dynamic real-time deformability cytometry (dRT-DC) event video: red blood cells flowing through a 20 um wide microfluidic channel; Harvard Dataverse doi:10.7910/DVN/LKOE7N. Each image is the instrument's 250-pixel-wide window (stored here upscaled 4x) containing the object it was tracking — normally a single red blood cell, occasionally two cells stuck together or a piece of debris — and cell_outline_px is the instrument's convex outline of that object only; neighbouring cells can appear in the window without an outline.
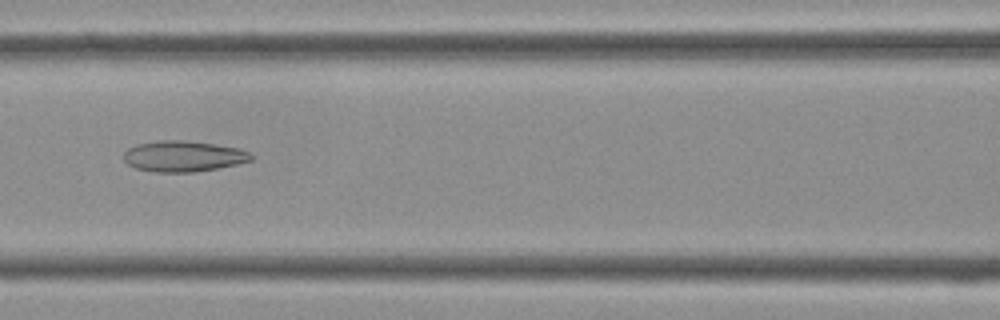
{"species": "Egyptian fruit bat (a non-hibernating species)", "species_latin": "Rousettus aegyptiacus", "temperature_condition": "cold", "stored_images_in_passage": 41, "camera_frame_rate_fps": 3000, "um_per_image_px": 0.085, "frame": {"image": 1, "passage_image": 18, "time_ms": 5.667, "image_size_px": [1000, 320], "cell_outline_px": [[252, 160], [236, 164], [216, 168], [192, 172], [152, 172], [136, 168], [128, 164], [124, 160], [124, 152], [128, 148], [136, 144], [160, 140], [184, 140], [240, 148], [252, 152]], "centroid_in_image_um": [15.57, 13.27], "position_along_channel_um": 151.0, "area_um2": 22.89}}
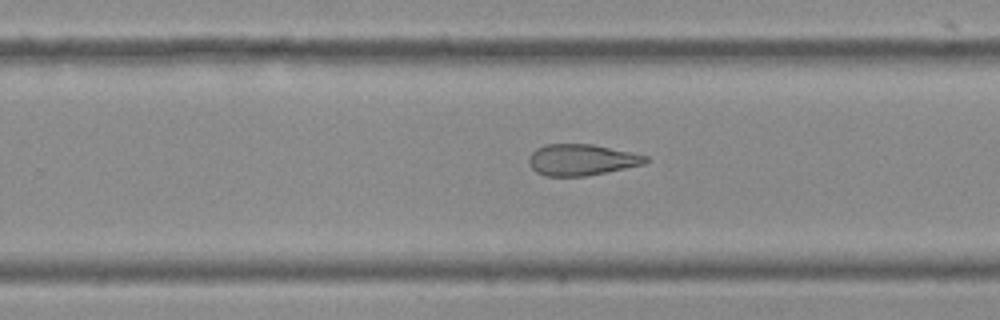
{"frame": {"image": 2, "passage_image": 26, "time_ms": 8.333, "image_size_px": [1000, 320], "cell_outline_px": [[648, 160], [644, 164], [588, 176], [544, 176], [536, 172], [528, 164], [528, 156], [536, 148], [544, 144], [592, 144], [632, 152], [648, 156]], "centroid_in_image_um": [49.4, 13.58], "position_along_channel_um": 280.4, "area_um2": 21.44}}
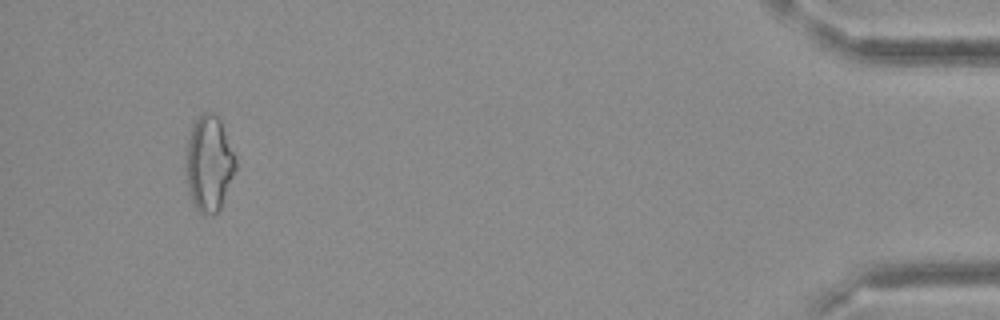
{"frame": {"image": 3, "passage_image": 39, "time_ms": 12.667, "image_size_px": [1000, 320], "cell_outline_px": [[236, 168], [220, 208], [216, 212], [200, 212], [196, 208], [188, 192], [184, 164], [184, 160], [188, 140], [192, 128], [200, 112], [216, 112], [220, 116], [236, 160]], "centroid_in_image_um": [17.75, 13.83], "position_along_channel_um": 417.5, "area_um2": 27.74}}